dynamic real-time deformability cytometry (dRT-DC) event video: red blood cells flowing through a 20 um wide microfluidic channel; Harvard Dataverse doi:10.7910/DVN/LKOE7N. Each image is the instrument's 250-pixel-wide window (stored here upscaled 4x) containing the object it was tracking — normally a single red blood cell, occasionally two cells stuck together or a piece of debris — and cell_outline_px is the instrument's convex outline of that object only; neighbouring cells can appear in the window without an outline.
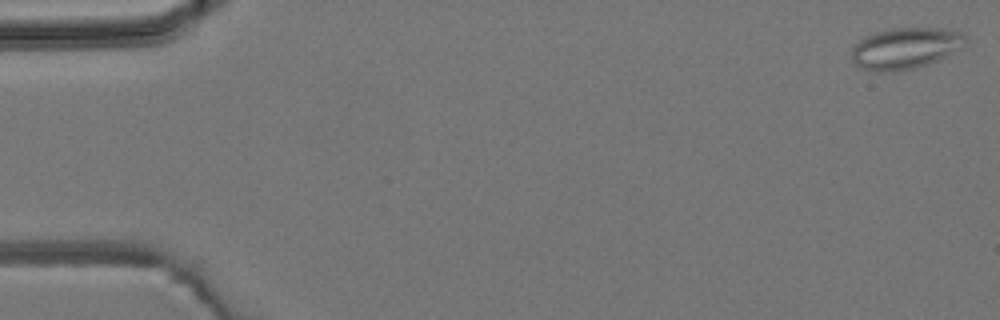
{"species": "common noctule bat (a hibernating species)", "species_latin": "Nyctalus noctula", "temperature_condition": "room temperature", "stored_images_in_passage": 5, "camera_frame_rate_fps": 3000, "um_per_image_px": 0.085, "animal": {"sex": "male", "body_mass_g": 19.2, "forearm_length_mm": 51.8}, "frame": {"image": 1, "passage_image": 1, "time_ms": 0.0, "image_size_px": [1000, 320], "cell_outline_px": [[968, 40], [964, 48], [936, 60], [916, 68], [892, 72], [876, 72], [860, 68], [852, 60], [852, 44], [864, 36], [876, 32], [892, 28], [956, 28], [964, 32], [968, 36]], "centroid_in_image_um": [77.01, 4.08], "position_along_channel_um": 8.0, "area_um2": 28.15}}